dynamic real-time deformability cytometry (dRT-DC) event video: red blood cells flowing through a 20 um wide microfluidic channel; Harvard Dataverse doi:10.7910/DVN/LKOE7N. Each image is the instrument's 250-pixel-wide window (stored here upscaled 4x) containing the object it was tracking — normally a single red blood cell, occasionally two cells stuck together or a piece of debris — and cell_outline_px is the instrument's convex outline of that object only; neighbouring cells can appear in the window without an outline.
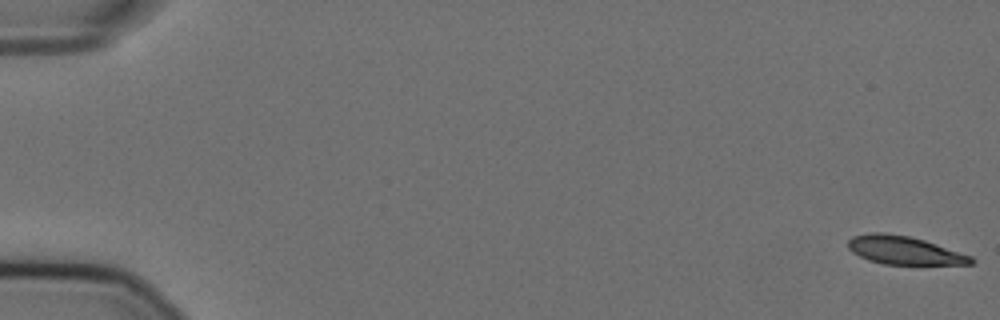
{"species": "Egyptian fruit bat (a non-hibernating species)", "species_latin": "Rousettus aegyptiacus", "temperature_condition": "cold", "stored_images_in_passage": 57, "camera_frame_rate_fps": 3000, "um_per_image_px": 0.085, "animal": {"sex": "female"}, "frame": {"image": 1, "passage_image": 1, "time_ms": 0.0, "image_size_px": [1000, 320], "cell_outline_px": [[976, 260], [972, 264], [884, 264], [868, 260], [852, 252], [848, 248], [848, 240], [852, 236], [872, 232], [884, 232], [908, 236], [924, 240], [972, 256]], "centroid_in_image_um": [76.84, 21.27], "position_along_channel_um": 8.2, "area_um2": 20.17}}
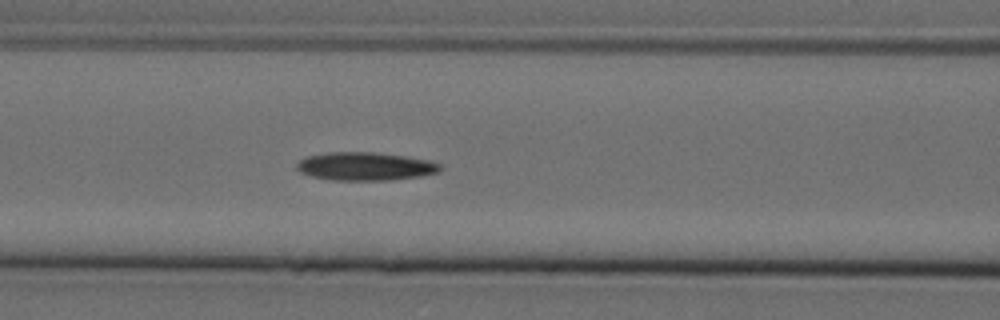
{"frame": {"image": 2, "passage_image": 25, "time_ms": 8.0, "image_size_px": [1000, 320], "cell_outline_px": [[444, 164], [440, 172], [420, 176], [388, 180], [332, 180], [312, 176], [300, 172], [296, 168], [296, 164], [300, 160], [308, 156], [328, 152], [376, 152], [408, 156], [432, 160]], "centroid_in_image_um": [31.12, 14.13], "position_along_channel_um": 135.5, "area_um2": 23.87}}
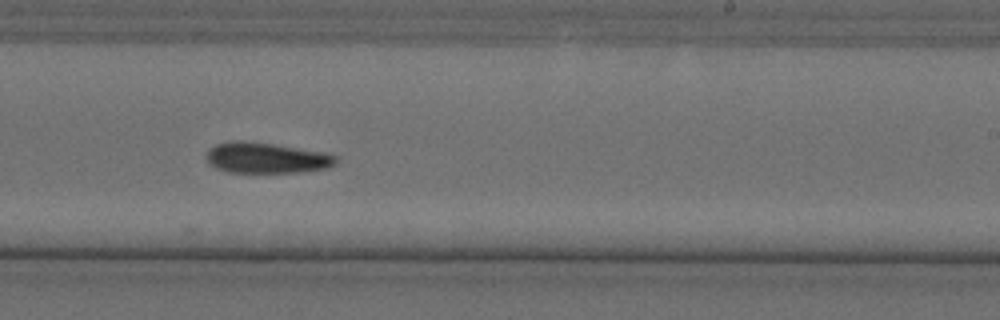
{"frame": {"image": 3, "passage_image": 36, "time_ms": 11.667, "image_size_px": [1000, 320], "cell_outline_px": [[336, 164], [328, 168], [300, 172], [228, 172], [216, 168], [208, 164], [208, 148], [216, 144], [232, 140], [244, 140], [272, 144], [324, 152], [336, 156]], "centroid_in_image_um": [22.62, 13.42], "position_along_channel_um": 266.4, "area_um2": 23.12}, "authors_computed_cell_mechanics": {"area_um2": 22.4842, "velocity_mm_per_s": 3.5813, "shape_relaxation_time_tau1_ms": 9.0627, "shape_relaxation_time_tau2_ms": null, "deformation_change_tau1": 0.2009, "deformation_change_tau2": null}}